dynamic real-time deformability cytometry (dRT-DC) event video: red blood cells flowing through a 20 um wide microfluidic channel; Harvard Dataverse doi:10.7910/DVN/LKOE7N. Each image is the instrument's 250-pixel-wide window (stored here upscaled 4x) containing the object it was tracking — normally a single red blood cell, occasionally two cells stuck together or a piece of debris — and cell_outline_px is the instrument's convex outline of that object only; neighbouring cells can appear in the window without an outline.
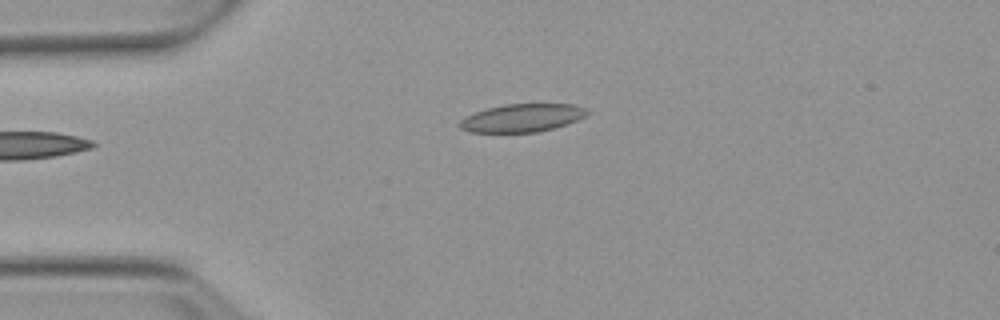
{"species": "Egyptian fruit bat (a non-hibernating species)", "species_latin": "Rousettus aegyptiacus", "temperature_condition": "warm", "stored_images_in_passage": 4, "camera_frame_rate_fps": 3000, "um_per_image_px": 0.085, "animal": {"sex": "female"}, "frame": {"image": 1, "passage_image": 4, "time_ms": 3.333, "image_size_px": [1000, 320], "cell_outline_px": [[592, 112], [576, 120], [540, 132], [468, 132], [460, 128], [460, 120], [464, 116], [488, 108], [504, 104], [572, 104], [588, 108]], "centroid_in_image_um": [44.39, 10.01], "position_along_channel_um": 40.6, "area_um2": 20.75}}